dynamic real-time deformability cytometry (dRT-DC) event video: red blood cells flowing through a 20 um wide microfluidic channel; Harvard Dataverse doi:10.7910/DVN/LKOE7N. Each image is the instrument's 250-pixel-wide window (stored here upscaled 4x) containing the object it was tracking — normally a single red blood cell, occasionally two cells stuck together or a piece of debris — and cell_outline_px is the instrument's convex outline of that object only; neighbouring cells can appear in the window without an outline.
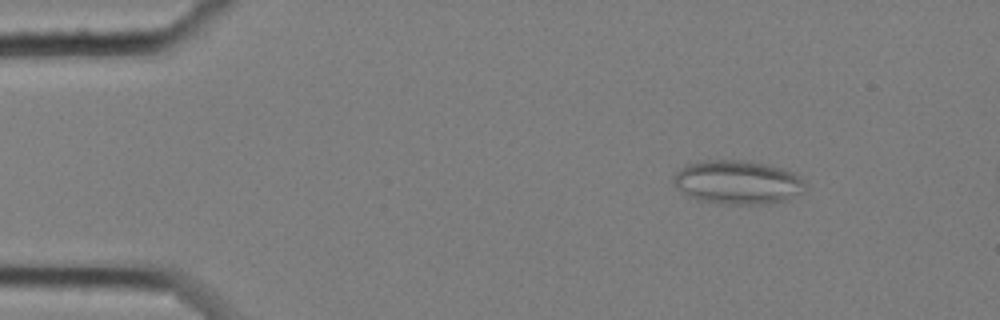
{"species": "common noctule bat (a hibernating species)", "species_latin": "Nyctalus noctula", "temperature_condition": "cold", "stored_images_in_passage": 17, "camera_frame_rate_fps": 3000, "um_per_image_px": 0.085, "animal": {"sex": "female", "body_mass_g": 25.1}, "frame": {"image": 1, "passage_image": 8, "time_ms": 2.333, "image_size_px": [1000, 320], "cell_outline_px": [[808, 188], [804, 192], [788, 200], [760, 204], [720, 204], [696, 200], [684, 196], [676, 188], [672, 180], [672, 176], [680, 168], [688, 164], [708, 160], [752, 160], [768, 164], [792, 172], [804, 180], [808, 184]], "centroid_in_image_um": [62.69, 15.5], "position_along_channel_um": 22.3, "area_um2": 34.39}}